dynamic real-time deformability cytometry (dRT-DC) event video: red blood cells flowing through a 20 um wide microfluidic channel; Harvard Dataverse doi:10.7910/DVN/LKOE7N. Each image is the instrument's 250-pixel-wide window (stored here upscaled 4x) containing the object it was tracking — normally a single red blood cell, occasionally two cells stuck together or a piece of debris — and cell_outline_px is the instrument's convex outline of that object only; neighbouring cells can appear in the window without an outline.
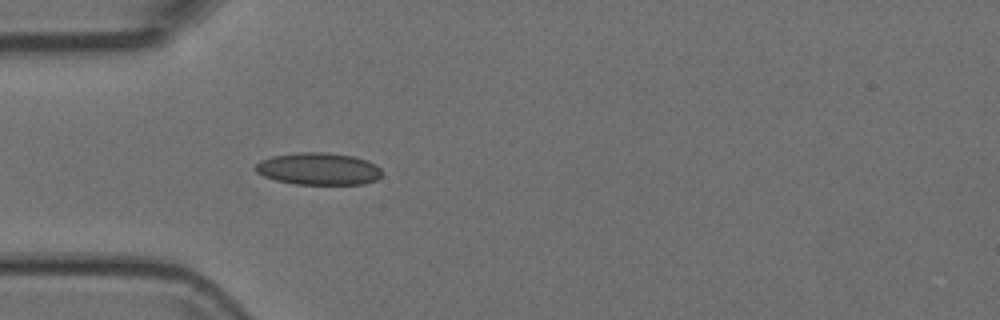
{"species": "Egyptian fruit bat (a non-hibernating species)", "species_latin": "Rousettus aegyptiacus", "temperature_condition": "room temperature", "stored_images_in_passage": 5, "camera_frame_rate_fps": 3000, "um_per_image_px": 0.085, "animal": {"sex": "female"}, "frame": {"image": 1, "passage_image": 5, "time_ms": 1.333, "image_size_px": [1000, 320], "cell_outline_px": [[380, 176], [376, 180], [364, 184], [296, 184], [276, 180], [264, 176], [256, 172], [256, 164], [260, 160], [272, 156], [296, 152], [324, 152], [352, 156], [368, 160], [376, 164], [380, 168]], "centroid_in_image_um": [27.07, 14.34], "position_along_channel_um": 57.9, "area_um2": 23.7}}